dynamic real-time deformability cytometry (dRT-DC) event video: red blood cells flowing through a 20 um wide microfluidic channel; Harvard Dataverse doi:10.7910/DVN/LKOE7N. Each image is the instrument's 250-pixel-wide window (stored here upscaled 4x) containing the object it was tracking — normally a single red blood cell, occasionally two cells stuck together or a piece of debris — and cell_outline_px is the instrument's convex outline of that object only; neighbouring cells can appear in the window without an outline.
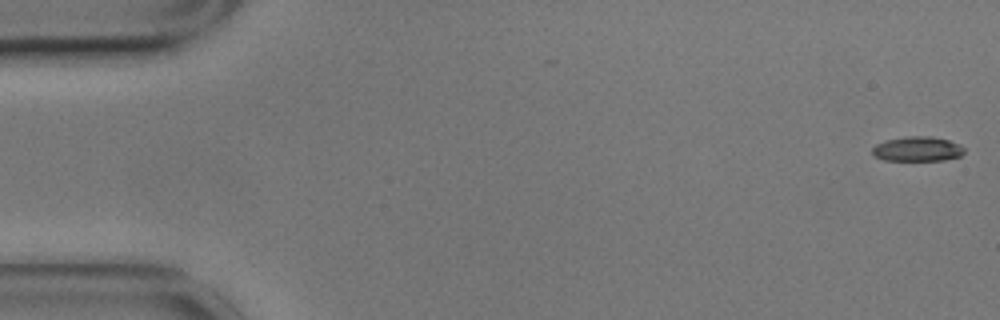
{"species": "common noctule bat (a hibernating species)", "species_latin": "Nyctalus noctula", "temperature_condition": "cold", "stored_images_in_passage": 57, "camera_frame_rate_fps": 3000, "um_per_image_px": 0.085, "animal": {"sex": "male", "body_mass_g": 17.9}, "frame": {"image": 1, "passage_image": 1, "time_ms": 0.0, "image_size_px": [1000, 320], "cell_outline_px": [[964, 152], [960, 156], [944, 160], [884, 160], [876, 156], [872, 152], [872, 148], [876, 144], [888, 140], [908, 136], [932, 136], [948, 140], [960, 144], [964, 148]], "centroid_in_image_um": [78.01, 12.66], "position_along_channel_um": 7.0, "area_um2": 13.12}}
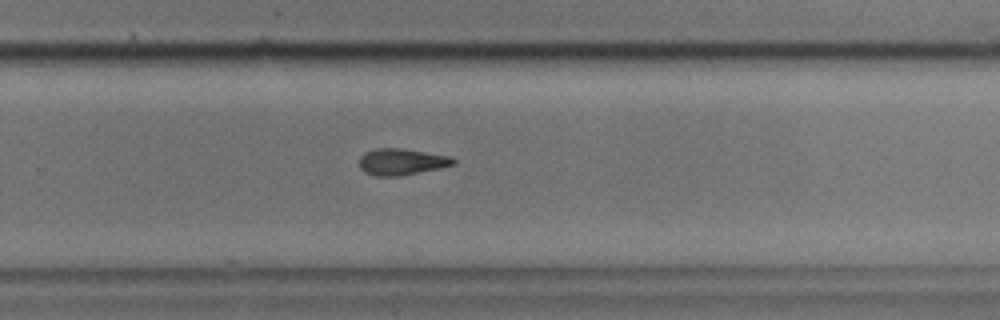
{"frame": {"image": 2, "passage_image": 37, "time_ms": 12.0, "image_size_px": [1000, 320], "cell_outline_px": [[456, 164], [440, 168], [400, 176], [372, 176], [364, 172], [360, 168], [360, 156], [364, 152], [376, 148], [400, 148], [452, 156], [456, 160]], "centroid_in_image_um": [34.14, 13.75], "position_along_channel_um": 295.7, "area_um2": 14.68}}
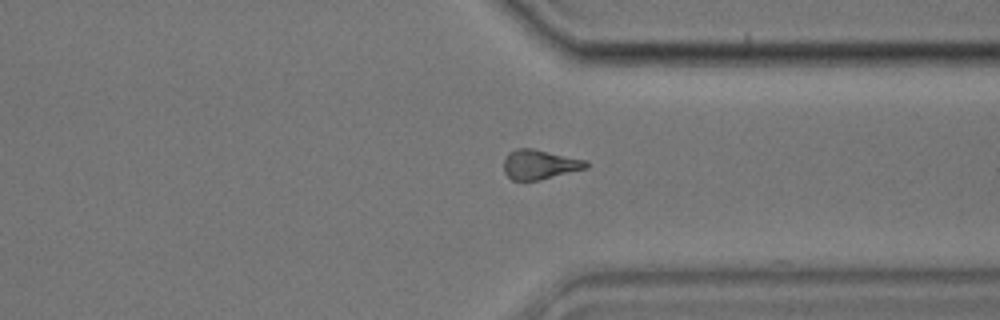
{"frame": {"image": 3, "passage_image": 43, "time_ms": 14.0, "image_size_px": [1000, 320], "cell_outline_px": [[588, 168], [540, 180], [512, 180], [504, 172], [504, 160], [508, 152], [516, 148], [532, 148], [588, 160]], "centroid_in_image_um": [45.89, 13.97], "position_along_channel_um": 365.5, "area_um2": 14.33}, "authors_computed_cell_mechanics": {"area_um2": 14.3922, "velocity_mm_per_s": 3.5064, "shape_relaxation_time_tau1_ms": null, "shape_relaxation_time_tau2_ms": 5.8584, "deformation_change_tau1": null, "deformation_change_tau2": 0.1692}}